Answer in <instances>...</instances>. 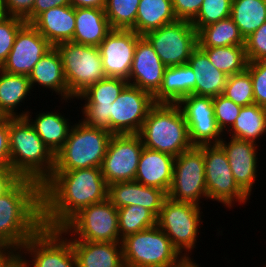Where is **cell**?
<instances>
[{
  "mask_svg": "<svg viewBox=\"0 0 266 267\" xmlns=\"http://www.w3.org/2000/svg\"><path fill=\"white\" fill-rule=\"evenodd\" d=\"M42 225L62 228L82 208L108 199L100 167L53 171L41 185Z\"/></svg>",
  "mask_w": 266,
  "mask_h": 267,
  "instance_id": "cell-1",
  "label": "cell"
},
{
  "mask_svg": "<svg viewBox=\"0 0 266 267\" xmlns=\"http://www.w3.org/2000/svg\"><path fill=\"white\" fill-rule=\"evenodd\" d=\"M42 227L41 185L20 178L0 195V242L19 251Z\"/></svg>",
  "mask_w": 266,
  "mask_h": 267,
  "instance_id": "cell-2",
  "label": "cell"
},
{
  "mask_svg": "<svg viewBox=\"0 0 266 267\" xmlns=\"http://www.w3.org/2000/svg\"><path fill=\"white\" fill-rule=\"evenodd\" d=\"M11 169L42 185L53 173L55 155L25 117H9Z\"/></svg>",
  "mask_w": 266,
  "mask_h": 267,
  "instance_id": "cell-3",
  "label": "cell"
},
{
  "mask_svg": "<svg viewBox=\"0 0 266 267\" xmlns=\"http://www.w3.org/2000/svg\"><path fill=\"white\" fill-rule=\"evenodd\" d=\"M138 135L145 148L175 158L193 147L184 114L178 104L155 103Z\"/></svg>",
  "mask_w": 266,
  "mask_h": 267,
  "instance_id": "cell-4",
  "label": "cell"
},
{
  "mask_svg": "<svg viewBox=\"0 0 266 267\" xmlns=\"http://www.w3.org/2000/svg\"><path fill=\"white\" fill-rule=\"evenodd\" d=\"M113 134L82 120L71 127L63 147L55 154L54 171L101 167Z\"/></svg>",
  "mask_w": 266,
  "mask_h": 267,
  "instance_id": "cell-5",
  "label": "cell"
},
{
  "mask_svg": "<svg viewBox=\"0 0 266 267\" xmlns=\"http://www.w3.org/2000/svg\"><path fill=\"white\" fill-rule=\"evenodd\" d=\"M125 267H171L184 256L157 226L121 240Z\"/></svg>",
  "mask_w": 266,
  "mask_h": 267,
  "instance_id": "cell-6",
  "label": "cell"
},
{
  "mask_svg": "<svg viewBox=\"0 0 266 267\" xmlns=\"http://www.w3.org/2000/svg\"><path fill=\"white\" fill-rule=\"evenodd\" d=\"M60 54L69 100L77 98L90 85L106 77L99 48L72 41L54 46Z\"/></svg>",
  "mask_w": 266,
  "mask_h": 267,
  "instance_id": "cell-7",
  "label": "cell"
},
{
  "mask_svg": "<svg viewBox=\"0 0 266 267\" xmlns=\"http://www.w3.org/2000/svg\"><path fill=\"white\" fill-rule=\"evenodd\" d=\"M59 230L79 241L121 242L118 209L108 199L82 208Z\"/></svg>",
  "mask_w": 266,
  "mask_h": 267,
  "instance_id": "cell-8",
  "label": "cell"
},
{
  "mask_svg": "<svg viewBox=\"0 0 266 267\" xmlns=\"http://www.w3.org/2000/svg\"><path fill=\"white\" fill-rule=\"evenodd\" d=\"M200 207L193 203L178 202L167 197L157 216V226L169 237L173 246L184 257H189L193 248L196 247L198 228L202 223ZM182 251L186 253H182Z\"/></svg>",
  "mask_w": 266,
  "mask_h": 267,
  "instance_id": "cell-9",
  "label": "cell"
},
{
  "mask_svg": "<svg viewBox=\"0 0 266 267\" xmlns=\"http://www.w3.org/2000/svg\"><path fill=\"white\" fill-rule=\"evenodd\" d=\"M204 168V145L193 146L179 154L175 158L167 197L200 206L202 198L208 199Z\"/></svg>",
  "mask_w": 266,
  "mask_h": 267,
  "instance_id": "cell-10",
  "label": "cell"
},
{
  "mask_svg": "<svg viewBox=\"0 0 266 267\" xmlns=\"http://www.w3.org/2000/svg\"><path fill=\"white\" fill-rule=\"evenodd\" d=\"M144 37L166 67L188 63L192 52L198 47V32L186 20L164 25Z\"/></svg>",
  "mask_w": 266,
  "mask_h": 267,
  "instance_id": "cell-11",
  "label": "cell"
},
{
  "mask_svg": "<svg viewBox=\"0 0 266 267\" xmlns=\"http://www.w3.org/2000/svg\"><path fill=\"white\" fill-rule=\"evenodd\" d=\"M204 167L209 200L228 208L235 201L246 204L250 197L236 183L227 155L219 144L204 145Z\"/></svg>",
  "mask_w": 266,
  "mask_h": 267,
  "instance_id": "cell-12",
  "label": "cell"
},
{
  "mask_svg": "<svg viewBox=\"0 0 266 267\" xmlns=\"http://www.w3.org/2000/svg\"><path fill=\"white\" fill-rule=\"evenodd\" d=\"M59 229L42 227L20 248L19 256L28 267H77L71 241ZM29 254L30 262L25 259Z\"/></svg>",
  "mask_w": 266,
  "mask_h": 267,
  "instance_id": "cell-13",
  "label": "cell"
},
{
  "mask_svg": "<svg viewBox=\"0 0 266 267\" xmlns=\"http://www.w3.org/2000/svg\"><path fill=\"white\" fill-rule=\"evenodd\" d=\"M143 148L138 134L113 135L100 167L106 183L135 180Z\"/></svg>",
  "mask_w": 266,
  "mask_h": 267,
  "instance_id": "cell-14",
  "label": "cell"
},
{
  "mask_svg": "<svg viewBox=\"0 0 266 267\" xmlns=\"http://www.w3.org/2000/svg\"><path fill=\"white\" fill-rule=\"evenodd\" d=\"M153 96L128 84L110 108V132L113 135L139 134L150 108Z\"/></svg>",
  "mask_w": 266,
  "mask_h": 267,
  "instance_id": "cell-15",
  "label": "cell"
},
{
  "mask_svg": "<svg viewBox=\"0 0 266 267\" xmlns=\"http://www.w3.org/2000/svg\"><path fill=\"white\" fill-rule=\"evenodd\" d=\"M178 105L184 114L193 146L219 144L224 134L216 122L213 97L191 94Z\"/></svg>",
  "mask_w": 266,
  "mask_h": 267,
  "instance_id": "cell-16",
  "label": "cell"
},
{
  "mask_svg": "<svg viewBox=\"0 0 266 267\" xmlns=\"http://www.w3.org/2000/svg\"><path fill=\"white\" fill-rule=\"evenodd\" d=\"M128 81L119 77H105L90 85L77 98L85 100L82 108L83 122L91 127L106 129L110 132V108Z\"/></svg>",
  "mask_w": 266,
  "mask_h": 267,
  "instance_id": "cell-17",
  "label": "cell"
},
{
  "mask_svg": "<svg viewBox=\"0 0 266 267\" xmlns=\"http://www.w3.org/2000/svg\"><path fill=\"white\" fill-rule=\"evenodd\" d=\"M52 48L31 23H25L19 29L13 47L0 69L11 74L29 76L35 64Z\"/></svg>",
  "mask_w": 266,
  "mask_h": 267,
  "instance_id": "cell-18",
  "label": "cell"
},
{
  "mask_svg": "<svg viewBox=\"0 0 266 267\" xmlns=\"http://www.w3.org/2000/svg\"><path fill=\"white\" fill-rule=\"evenodd\" d=\"M141 36L134 30L112 29L98 46L106 77L128 80L136 43Z\"/></svg>",
  "mask_w": 266,
  "mask_h": 267,
  "instance_id": "cell-19",
  "label": "cell"
},
{
  "mask_svg": "<svg viewBox=\"0 0 266 267\" xmlns=\"http://www.w3.org/2000/svg\"><path fill=\"white\" fill-rule=\"evenodd\" d=\"M166 66L154 51L149 41L141 36L135 48L130 69V85L149 92L152 96L159 90Z\"/></svg>",
  "mask_w": 266,
  "mask_h": 267,
  "instance_id": "cell-20",
  "label": "cell"
},
{
  "mask_svg": "<svg viewBox=\"0 0 266 267\" xmlns=\"http://www.w3.org/2000/svg\"><path fill=\"white\" fill-rule=\"evenodd\" d=\"M222 138L219 145L225 151L232 175L238 186L250 197L254 181L257 180V143L230 137V142Z\"/></svg>",
  "mask_w": 266,
  "mask_h": 267,
  "instance_id": "cell-21",
  "label": "cell"
},
{
  "mask_svg": "<svg viewBox=\"0 0 266 267\" xmlns=\"http://www.w3.org/2000/svg\"><path fill=\"white\" fill-rule=\"evenodd\" d=\"M166 198L165 191L145 186L135 180L108 185V200L117 209L129 205H140L158 216Z\"/></svg>",
  "mask_w": 266,
  "mask_h": 267,
  "instance_id": "cell-22",
  "label": "cell"
},
{
  "mask_svg": "<svg viewBox=\"0 0 266 267\" xmlns=\"http://www.w3.org/2000/svg\"><path fill=\"white\" fill-rule=\"evenodd\" d=\"M174 162L175 157L144 147L139 159L135 181L168 193L172 183Z\"/></svg>",
  "mask_w": 266,
  "mask_h": 267,
  "instance_id": "cell-23",
  "label": "cell"
},
{
  "mask_svg": "<svg viewBox=\"0 0 266 267\" xmlns=\"http://www.w3.org/2000/svg\"><path fill=\"white\" fill-rule=\"evenodd\" d=\"M31 24L54 47L73 40L75 8L71 5L56 6L39 14Z\"/></svg>",
  "mask_w": 266,
  "mask_h": 267,
  "instance_id": "cell-24",
  "label": "cell"
},
{
  "mask_svg": "<svg viewBox=\"0 0 266 267\" xmlns=\"http://www.w3.org/2000/svg\"><path fill=\"white\" fill-rule=\"evenodd\" d=\"M77 267H125L121 242H89L69 239Z\"/></svg>",
  "mask_w": 266,
  "mask_h": 267,
  "instance_id": "cell-25",
  "label": "cell"
},
{
  "mask_svg": "<svg viewBox=\"0 0 266 267\" xmlns=\"http://www.w3.org/2000/svg\"><path fill=\"white\" fill-rule=\"evenodd\" d=\"M196 95V78L188 63L165 68L154 103L178 104L185 96Z\"/></svg>",
  "mask_w": 266,
  "mask_h": 267,
  "instance_id": "cell-26",
  "label": "cell"
},
{
  "mask_svg": "<svg viewBox=\"0 0 266 267\" xmlns=\"http://www.w3.org/2000/svg\"><path fill=\"white\" fill-rule=\"evenodd\" d=\"M29 80L31 87L38 85V87L48 88L60 95L61 101L62 99L69 100V89L64 76L62 60L55 47L35 64L29 74Z\"/></svg>",
  "mask_w": 266,
  "mask_h": 267,
  "instance_id": "cell-27",
  "label": "cell"
},
{
  "mask_svg": "<svg viewBox=\"0 0 266 267\" xmlns=\"http://www.w3.org/2000/svg\"><path fill=\"white\" fill-rule=\"evenodd\" d=\"M111 30L104 9L75 8V31L72 42L98 47Z\"/></svg>",
  "mask_w": 266,
  "mask_h": 267,
  "instance_id": "cell-28",
  "label": "cell"
},
{
  "mask_svg": "<svg viewBox=\"0 0 266 267\" xmlns=\"http://www.w3.org/2000/svg\"><path fill=\"white\" fill-rule=\"evenodd\" d=\"M30 112L23 111L20 117H25L33 126L38 136L44 144L55 155L64 145L71 129L70 122L65 115L56 112H41L37 114L35 120L31 118ZM31 118V119H30ZM70 125V126H69Z\"/></svg>",
  "mask_w": 266,
  "mask_h": 267,
  "instance_id": "cell-29",
  "label": "cell"
},
{
  "mask_svg": "<svg viewBox=\"0 0 266 267\" xmlns=\"http://www.w3.org/2000/svg\"><path fill=\"white\" fill-rule=\"evenodd\" d=\"M196 78V95L215 97L223 94L227 75L215 68L208 56L197 47L188 60Z\"/></svg>",
  "mask_w": 266,
  "mask_h": 267,
  "instance_id": "cell-30",
  "label": "cell"
},
{
  "mask_svg": "<svg viewBox=\"0 0 266 267\" xmlns=\"http://www.w3.org/2000/svg\"><path fill=\"white\" fill-rule=\"evenodd\" d=\"M177 21L172 0H140L135 26L131 29L140 36Z\"/></svg>",
  "mask_w": 266,
  "mask_h": 267,
  "instance_id": "cell-31",
  "label": "cell"
},
{
  "mask_svg": "<svg viewBox=\"0 0 266 267\" xmlns=\"http://www.w3.org/2000/svg\"><path fill=\"white\" fill-rule=\"evenodd\" d=\"M33 88L29 76L7 73L0 69V111L5 117H20L15 110Z\"/></svg>",
  "mask_w": 266,
  "mask_h": 267,
  "instance_id": "cell-32",
  "label": "cell"
},
{
  "mask_svg": "<svg viewBox=\"0 0 266 267\" xmlns=\"http://www.w3.org/2000/svg\"><path fill=\"white\" fill-rule=\"evenodd\" d=\"M230 129L227 133L231 137L256 143L266 135V108L257 104L243 106Z\"/></svg>",
  "mask_w": 266,
  "mask_h": 267,
  "instance_id": "cell-33",
  "label": "cell"
},
{
  "mask_svg": "<svg viewBox=\"0 0 266 267\" xmlns=\"http://www.w3.org/2000/svg\"><path fill=\"white\" fill-rule=\"evenodd\" d=\"M230 18L237 25L245 40L266 22L264 0H232Z\"/></svg>",
  "mask_w": 266,
  "mask_h": 267,
  "instance_id": "cell-34",
  "label": "cell"
},
{
  "mask_svg": "<svg viewBox=\"0 0 266 267\" xmlns=\"http://www.w3.org/2000/svg\"><path fill=\"white\" fill-rule=\"evenodd\" d=\"M225 46H245V40L230 17L202 27L198 31L199 48Z\"/></svg>",
  "mask_w": 266,
  "mask_h": 267,
  "instance_id": "cell-35",
  "label": "cell"
},
{
  "mask_svg": "<svg viewBox=\"0 0 266 267\" xmlns=\"http://www.w3.org/2000/svg\"><path fill=\"white\" fill-rule=\"evenodd\" d=\"M209 58L211 64L227 76L246 70L248 60L245 46H225L200 48Z\"/></svg>",
  "mask_w": 266,
  "mask_h": 267,
  "instance_id": "cell-36",
  "label": "cell"
},
{
  "mask_svg": "<svg viewBox=\"0 0 266 267\" xmlns=\"http://www.w3.org/2000/svg\"><path fill=\"white\" fill-rule=\"evenodd\" d=\"M157 225V216L140 205H129L118 209L120 240Z\"/></svg>",
  "mask_w": 266,
  "mask_h": 267,
  "instance_id": "cell-37",
  "label": "cell"
},
{
  "mask_svg": "<svg viewBox=\"0 0 266 267\" xmlns=\"http://www.w3.org/2000/svg\"><path fill=\"white\" fill-rule=\"evenodd\" d=\"M139 3L140 0H106L104 11L111 29L131 30Z\"/></svg>",
  "mask_w": 266,
  "mask_h": 267,
  "instance_id": "cell-38",
  "label": "cell"
},
{
  "mask_svg": "<svg viewBox=\"0 0 266 267\" xmlns=\"http://www.w3.org/2000/svg\"><path fill=\"white\" fill-rule=\"evenodd\" d=\"M222 95L241 107L254 104L253 85L250 73L245 70L241 73L228 76Z\"/></svg>",
  "mask_w": 266,
  "mask_h": 267,
  "instance_id": "cell-39",
  "label": "cell"
},
{
  "mask_svg": "<svg viewBox=\"0 0 266 267\" xmlns=\"http://www.w3.org/2000/svg\"><path fill=\"white\" fill-rule=\"evenodd\" d=\"M232 0H203L197 16L191 21L198 32L202 27L230 17Z\"/></svg>",
  "mask_w": 266,
  "mask_h": 267,
  "instance_id": "cell-40",
  "label": "cell"
},
{
  "mask_svg": "<svg viewBox=\"0 0 266 267\" xmlns=\"http://www.w3.org/2000/svg\"><path fill=\"white\" fill-rule=\"evenodd\" d=\"M26 23L15 16H0V67L6 61L19 29Z\"/></svg>",
  "mask_w": 266,
  "mask_h": 267,
  "instance_id": "cell-41",
  "label": "cell"
},
{
  "mask_svg": "<svg viewBox=\"0 0 266 267\" xmlns=\"http://www.w3.org/2000/svg\"><path fill=\"white\" fill-rule=\"evenodd\" d=\"M213 106L216 122L221 132L230 130L242 107L222 94L213 97Z\"/></svg>",
  "mask_w": 266,
  "mask_h": 267,
  "instance_id": "cell-42",
  "label": "cell"
},
{
  "mask_svg": "<svg viewBox=\"0 0 266 267\" xmlns=\"http://www.w3.org/2000/svg\"><path fill=\"white\" fill-rule=\"evenodd\" d=\"M246 70L252 80L254 104L266 108V61L248 62Z\"/></svg>",
  "mask_w": 266,
  "mask_h": 267,
  "instance_id": "cell-43",
  "label": "cell"
},
{
  "mask_svg": "<svg viewBox=\"0 0 266 267\" xmlns=\"http://www.w3.org/2000/svg\"><path fill=\"white\" fill-rule=\"evenodd\" d=\"M248 62L266 61V22L245 39Z\"/></svg>",
  "mask_w": 266,
  "mask_h": 267,
  "instance_id": "cell-44",
  "label": "cell"
},
{
  "mask_svg": "<svg viewBox=\"0 0 266 267\" xmlns=\"http://www.w3.org/2000/svg\"><path fill=\"white\" fill-rule=\"evenodd\" d=\"M34 3L35 0H2L4 15L19 17L31 23Z\"/></svg>",
  "mask_w": 266,
  "mask_h": 267,
  "instance_id": "cell-45",
  "label": "cell"
},
{
  "mask_svg": "<svg viewBox=\"0 0 266 267\" xmlns=\"http://www.w3.org/2000/svg\"><path fill=\"white\" fill-rule=\"evenodd\" d=\"M203 0H172L177 20L192 21L198 14Z\"/></svg>",
  "mask_w": 266,
  "mask_h": 267,
  "instance_id": "cell-46",
  "label": "cell"
},
{
  "mask_svg": "<svg viewBox=\"0 0 266 267\" xmlns=\"http://www.w3.org/2000/svg\"><path fill=\"white\" fill-rule=\"evenodd\" d=\"M11 168L9 117L0 122V169Z\"/></svg>",
  "mask_w": 266,
  "mask_h": 267,
  "instance_id": "cell-47",
  "label": "cell"
},
{
  "mask_svg": "<svg viewBox=\"0 0 266 267\" xmlns=\"http://www.w3.org/2000/svg\"><path fill=\"white\" fill-rule=\"evenodd\" d=\"M19 179L11 168L0 169V195L7 192Z\"/></svg>",
  "mask_w": 266,
  "mask_h": 267,
  "instance_id": "cell-48",
  "label": "cell"
},
{
  "mask_svg": "<svg viewBox=\"0 0 266 267\" xmlns=\"http://www.w3.org/2000/svg\"><path fill=\"white\" fill-rule=\"evenodd\" d=\"M64 5H70V0H35L33 5V20L48 9Z\"/></svg>",
  "mask_w": 266,
  "mask_h": 267,
  "instance_id": "cell-49",
  "label": "cell"
},
{
  "mask_svg": "<svg viewBox=\"0 0 266 267\" xmlns=\"http://www.w3.org/2000/svg\"><path fill=\"white\" fill-rule=\"evenodd\" d=\"M18 255L19 252L16 248L0 242V267H7Z\"/></svg>",
  "mask_w": 266,
  "mask_h": 267,
  "instance_id": "cell-50",
  "label": "cell"
},
{
  "mask_svg": "<svg viewBox=\"0 0 266 267\" xmlns=\"http://www.w3.org/2000/svg\"><path fill=\"white\" fill-rule=\"evenodd\" d=\"M106 0H70V5L74 8H100L104 9Z\"/></svg>",
  "mask_w": 266,
  "mask_h": 267,
  "instance_id": "cell-51",
  "label": "cell"
},
{
  "mask_svg": "<svg viewBox=\"0 0 266 267\" xmlns=\"http://www.w3.org/2000/svg\"><path fill=\"white\" fill-rule=\"evenodd\" d=\"M171 267H199L196 262L192 261L189 257H183L178 263L174 264Z\"/></svg>",
  "mask_w": 266,
  "mask_h": 267,
  "instance_id": "cell-52",
  "label": "cell"
},
{
  "mask_svg": "<svg viewBox=\"0 0 266 267\" xmlns=\"http://www.w3.org/2000/svg\"><path fill=\"white\" fill-rule=\"evenodd\" d=\"M7 267H28L25 261L18 255Z\"/></svg>",
  "mask_w": 266,
  "mask_h": 267,
  "instance_id": "cell-53",
  "label": "cell"
},
{
  "mask_svg": "<svg viewBox=\"0 0 266 267\" xmlns=\"http://www.w3.org/2000/svg\"><path fill=\"white\" fill-rule=\"evenodd\" d=\"M4 15L3 7H2V0H0V16Z\"/></svg>",
  "mask_w": 266,
  "mask_h": 267,
  "instance_id": "cell-54",
  "label": "cell"
},
{
  "mask_svg": "<svg viewBox=\"0 0 266 267\" xmlns=\"http://www.w3.org/2000/svg\"><path fill=\"white\" fill-rule=\"evenodd\" d=\"M5 118V115L0 111V122L3 121Z\"/></svg>",
  "mask_w": 266,
  "mask_h": 267,
  "instance_id": "cell-55",
  "label": "cell"
}]
</instances>
